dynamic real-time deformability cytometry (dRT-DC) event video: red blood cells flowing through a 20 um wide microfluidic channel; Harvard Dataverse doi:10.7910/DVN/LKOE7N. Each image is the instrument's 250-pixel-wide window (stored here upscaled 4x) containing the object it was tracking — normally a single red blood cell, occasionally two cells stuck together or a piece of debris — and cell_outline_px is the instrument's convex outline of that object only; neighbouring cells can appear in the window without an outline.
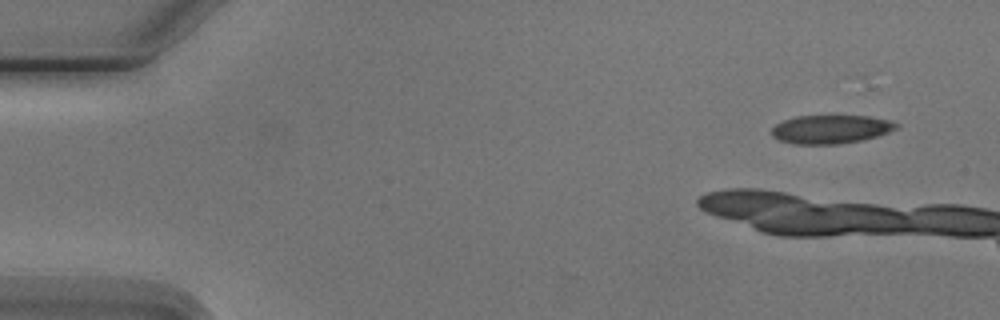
{"species": "Egyptian fruit bat (a non-hibernating species)", "species_latin": "Rousettus aegyptiacus", "temperature_condition": "cold", "stored_images_in_passage": 4, "camera_frame_rate_fps": 3000, "um_per_image_px": 0.085, "animal": {"sex": "male"}, "frame": {"image": 1, "passage_image": 1, "time_ms": 0.0, "image_size_px": [1000, 320], "cell_outline_px": [[900, 128], [864, 140], [840, 144], [796, 144], [780, 140], [772, 136], [772, 128], [776, 124], [784, 120], [796, 116], [868, 116], [888, 120], [900, 124]], "centroid_in_image_um": [70.65, 10.99], "position_along_channel_um": 14.4, "area_um2": 20.75}}